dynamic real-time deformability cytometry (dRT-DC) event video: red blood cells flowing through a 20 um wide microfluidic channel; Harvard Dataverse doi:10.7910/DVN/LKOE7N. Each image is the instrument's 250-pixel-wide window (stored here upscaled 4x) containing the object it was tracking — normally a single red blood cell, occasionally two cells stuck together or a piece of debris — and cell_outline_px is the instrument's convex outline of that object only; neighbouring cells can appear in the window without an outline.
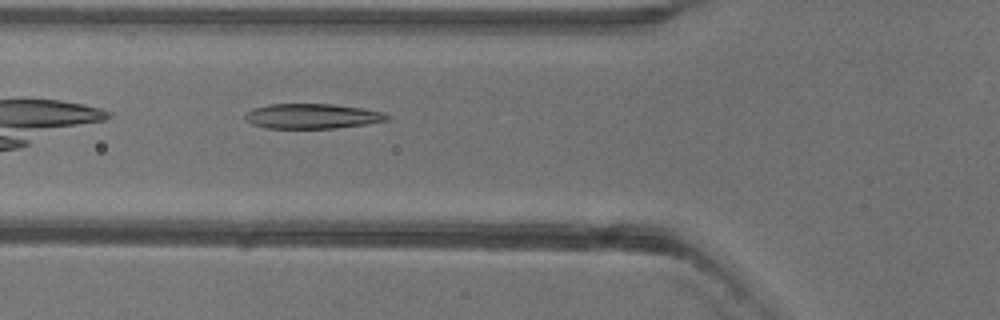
{"species": "common noctule bat (a hibernating species)", "species_latin": "Nyctalus noctula", "temperature_condition": "warm", "stored_images_in_passage": 36, "camera_frame_rate_fps": 3000, "um_per_image_px": 0.085, "animal": {"sex": "female"}, "frame": {"image": 1, "passage_image": 3, "time_ms": 0.667, "image_size_px": [1000, 320], "cell_outline_px": [[388, 120], [364, 124], [336, 128], [268, 128], [252, 124], [244, 116], [252, 108], [268, 104], [332, 104], [364, 108], [384, 112], [388, 116]], "centroid_in_image_um": [26.54, 9.86], "position_along_channel_um": 99.3, "area_um2": 20.52}}
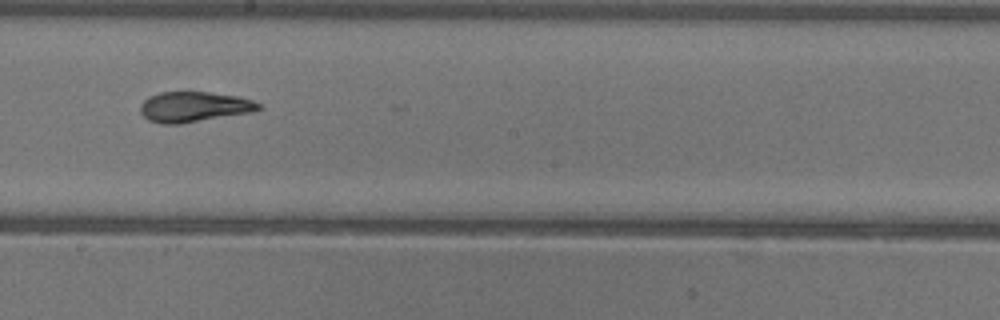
{"frame": {"image": 2, "passage_image": 13, "time_ms": 4.0, "image_size_px": [1000, 320], "cell_outline_px": [[264, 108], [252, 112], [180, 124], [160, 124], [148, 120], [140, 112], [140, 104], [148, 96], [160, 92], [208, 92], [236, 96], [252, 100], [260, 104]], "centroid_in_image_um": [16.47, 9.08], "position_along_channel_um": 231.7, "area_um2": 20.98}}
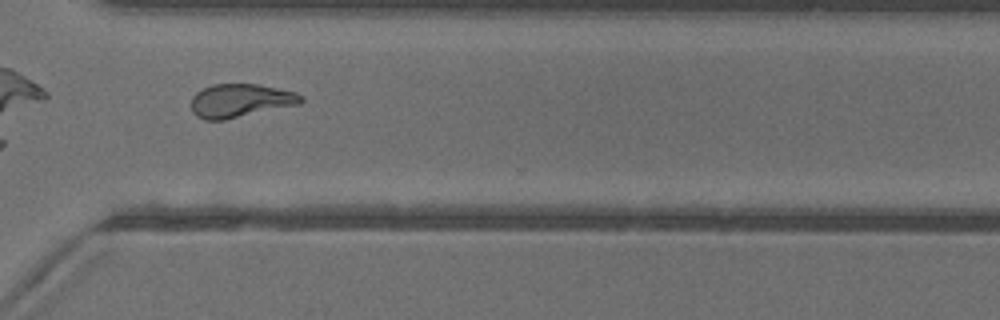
{"frame": {"image": 3, "passage_image": 22, "time_ms": 7.0, "image_size_px": [1000, 320], "cell_outline_px": [[304, 100], [300, 104], [224, 120], [204, 120], [196, 116], [192, 112], [192, 96], [196, 92], [212, 84], [256, 84], [296, 92], [304, 96]], "centroid_in_image_um": [20.43, 8.56], "position_along_channel_um": 350.2, "area_um2": 21.44}}